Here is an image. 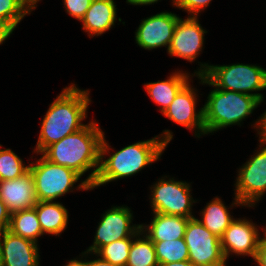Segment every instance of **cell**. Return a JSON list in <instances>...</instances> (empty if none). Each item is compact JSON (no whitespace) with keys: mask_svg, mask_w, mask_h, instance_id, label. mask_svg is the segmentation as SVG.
Masks as SVG:
<instances>
[{"mask_svg":"<svg viewBox=\"0 0 266 266\" xmlns=\"http://www.w3.org/2000/svg\"><path fill=\"white\" fill-rule=\"evenodd\" d=\"M104 135L98 123L91 119L84 128L51 144L41 154L50 162L67 167L81 177L91 170V174L81 179L75 189L92 190L100 166V147Z\"/></svg>","mask_w":266,"mask_h":266,"instance_id":"6da1fadb","label":"cell"},{"mask_svg":"<svg viewBox=\"0 0 266 266\" xmlns=\"http://www.w3.org/2000/svg\"><path fill=\"white\" fill-rule=\"evenodd\" d=\"M105 138H102L100 166L92 190L109 182L133 176L158 161L173 139V132L163 130L151 139L138 141L112 153V148ZM106 155L109 156L107 159Z\"/></svg>","mask_w":266,"mask_h":266,"instance_id":"7a4b0ae2","label":"cell"},{"mask_svg":"<svg viewBox=\"0 0 266 266\" xmlns=\"http://www.w3.org/2000/svg\"><path fill=\"white\" fill-rule=\"evenodd\" d=\"M91 101L89 89H80L74 83L63 88L42 119L33 153L39 155L51 144L84 128L87 124L82 121L88 117Z\"/></svg>","mask_w":266,"mask_h":266,"instance_id":"3957f363","label":"cell"},{"mask_svg":"<svg viewBox=\"0 0 266 266\" xmlns=\"http://www.w3.org/2000/svg\"><path fill=\"white\" fill-rule=\"evenodd\" d=\"M198 63L200 67L195 70L194 75L201 80L200 84L255 96L259 100V105L264 102L265 96L258 93L266 90V69L263 67L243 63L230 65Z\"/></svg>","mask_w":266,"mask_h":266,"instance_id":"277c9868","label":"cell"},{"mask_svg":"<svg viewBox=\"0 0 266 266\" xmlns=\"http://www.w3.org/2000/svg\"><path fill=\"white\" fill-rule=\"evenodd\" d=\"M203 106L206 134L232 125L243 124L258 107L259 100L252 95L213 88Z\"/></svg>","mask_w":266,"mask_h":266,"instance_id":"5b68a950","label":"cell"},{"mask_svg":"<svg viewBox=\"0 0 266 266\" xmlns=\"http://www.w3.org/2000/svg\"><path fill=\"white\" fill-rule=\"evenodd\" d=\"M35 162H28L32 172L37 201H55L58 198L73 192L74 185L81 176L75 171L54 164L42 154Z\"/></svg>","mask_w":266,"mask_h":266,"instance_id":"8992f818","label":"cell"},{"mask_svg":"<svg viewBox=\"0 0 266 266\" xmlns=\"http://www.w3.org/2000/svg\"><path fill=\"white\" fill-rule=\"evenodd\" d=\"M190 184L167 176L159 178L150 187L152 212L194 218L192 206L198 200L192 197Z\"/></svg>","mask_w":266,"mask_h":266,"instance_id":"52a82bcc","label":"cell"},{"mask_svg":"<svg viewBox=\"0 0 266 266\" xmlns=\"http://www.w3.org/2000/svg\"><path fill=\"white\" fill-rule=\"evenodd\" d=\"M258 150L238 170L235 197L248 208H253L266 193V142L259 141Z\"/></svg>","mask_w":266,"mask_h":266,"instance_id":"ba28073f","label":"cell"},{"mask_svg":"<svg viewBox=\"0 0 266 266\" xmlns=\"http://www.w3.org/2000/svg\"><path fill=\"white\" fill-rule=\"evenodd\" d=\"M184 240L189 250V261L194 266H228L222 252L221 239L196 217L188 220Z\"/></svg>","mask_w":266,"mask_h":266,"instance_id":"9c48e42d","label":"cell"},{"mask_svg":"<svg viewBox=\"0 0 266 266\" xmlns=\"http://www.w3.org/2000/svg\"><path fill=\"white\" fill-rule=\"evenodd\" d=\"M133 218V211L128 206H111L101 215L93 244L86 251L96 253L102 246L133 237L141 229V224L132 223Z\"/></svg>","mask_w":266,"mask_h":266,"instance_id":"30bf717a","label":"cell"},{"mask_svg":"<svg viewBox=\"0 0 266 266\" xmlns=\"http://www.w3.org/2000/svg\"><path fill=\"white\" fill-rule=\"evenodd\" d=\"M189 81L175 96L169 107L162 113L172 122L194 131V136L200 138L206 135L204 125V110L197 108L198 90ZM198 100V101H197Z\"/></svg>","mask_w":266,"mask_h":266,"instance_id":"8fae6325","label":"cell"},{"mask_svg":"<svg viewBox=\"0 0 266 266\" xmlns=\"http://www.w3.org/2000/svg\"><path fill=\"white\" fill-rule=\"evenodd\" d=\"M257 224L246 218L234 219L225 230L221 239V248L225 260L230 255L249 256L254 259L260 240V231Z\"/></svg>","mask_w":266,"mask_h":266,"instance_id":"7c38bea8","label":"cell"},{"mask_svg":"<svg viewBox=\"0 0 266 266\" xmlns=\"http://www.w3.org/2000/svg\"><path fill=\"white\" fill-rule=\"evenodd\" d=\"M206 33L207 31L201 26L198 17L188 16L185 19L180 17L167 53L190 63L195 62L204 48Z\"/></svg>","mask_w":266,"mask_h":266,"instance_id":"4fadbf2b","label":"cell"},{"mask_svg":"<svg viewBox=\"0 0 266 266\" xmlns=\"http://www.w3.org/2000/svg\"><path fill=\"white\" fill-rule=\"evenodd\" d=\"M179 16L163 11L142 19L135 32L137 45L145 50L170 47L176 23Z\"/></svg>","mask_w":266,"mask_h":266,"instance_id":"5bb4252c","label":"cell"},{"mask_svg":"<svg viewBox=\"0 0 266 266\" xmlns=\"http://www.w3.org/2000/svg\"><path fill=\"white\" fill-rule=\"evenodd\" d=\"M39 245L5 230L0 234L3 266H39Z\"/></svg>","mask_w":266,"mask_h":266,"instance_id":"9a60e30c","label":"cell"},{"mask_svg":"<svg viewBox=\"0 0 266 266\" xmlns=\"http://www.w3.org/2000/svg\"><path fill=\"white\" fill-rule=\"evenodd\" d=\"M0 199L10 214L33 208L38 201L32 172L28 170L13 180L0 181Z\"/></svg>","mask_w":266,"mask_h":266,"instance_id":"2e32d148","label":"cell"},{"mask_svg":"<svg viewBox=\"0 0 266 266\" xmlns=\"http://www.w3.org/2000/svg\"><path fill=\"white\" fill-rule=\"evenodd\" d=\"M153 213L149 224H141V231L152 241H173L184 238L190 218L168 214Z\"/></svg>","mask_w":266,"mask_h":266,"instance_id":"e0dca14e","label":"cell"},{"mask_svg":"<svg viewBox=\"0 0 266 266\" xmlns=\"http://www.w3.org/2000/svg\"><path fill=\"white\" fill-rule=\"evenodd\" d=\"M117 5L114 0H93L81 19L82 29L89 38L101 36L112 29L117 21Z\"/></svg>","mask_w":266,"mask_h":266,"instance_id":"ac0fdd59","label":"cell"},{"mask_svg":"<svg viewBox=\"0 0 266 266\" xmlns=\"http://www.w3.org/2000/svg\"><path fill=\"white\" fill-rule=\"evenodd\" d=\"M195 75L186 71H176L167 76L165 80H158L157 82H149L144 84V89L150 99L159 105L161 114L169 107L174 100L177 93L189 82Z\"/></svg>","mask_w":266,"mask_h":266,"instance_id":"d6986e66","label":"cell"},{"mask_svg":"<svg viewBox=\"0 0 266 266\" xmlns=\"http://www.w3.org/2000/svg\"><path fill=\"white\" fill-rule=\"evenodd\" d=\"M233 200L231 206L228 207L224 204L221 198L216 196L206 203L205 208H203L200 211L201 214H199L201 219H198L197 217V220L200 221L212 234L221 238L224 235L225 230L235 219L234 216L230 214L229 209L234 206L245 207L235 196Z\"/></svg>","mask_w":266,"mask_h":266,"instance_id":"ffe728a7","label":"cell"},{"mask_svg":"<svg viewBox=\"0 0 266 266\" xmlns=\"http://www.w3.org/2000/svg\"><path fill=\"white\" fill-rule=\"evenodd\" d=\"M43 234L60 236L68 228V210L59 201H38L34 206Z\"/></svg>","mask_w":266,"mask_h":266,"instance_id":"44dd1931","label":"cell"},{"mask_svg":"<svg viewBox=\"0 0 266 266\" xmlns=\"http://www.w3.org/2000/svg\"><path fill=\"white\" fill-rule=\"evenodd\" d=\"M8 230L37 244L38 238L44 235L34 207L11 214Z\"/></svg>","mask_w":266,"mask_h":266,"instance_id":"7402d4cb","label":"cell"},{"mask_svg":"<svg viewBox=\"0 0 266 266\" xmlns=\"http://www.w3.org/2000/svg\"><path fill=\"white\" fill-rule=\"evenodd\" d=\"M126 266H159L154 244L141 229L133 236Z\"/></svg>","mask_w":266,"mask_h":266,"instance_id":"603a6c76","label":"cell"},{"mask_svg":"<svg viewBox=\"0 0 266 266\" xmlns=\"http://www.w3.org/2000/svg\"><path fill=\"white\" fill-rule=\"evenodd\" d=\"M159 264L189 260V250L184 238L173 241L153 242Z\"/></svg>","mask_w":266,"mask_h":266,"instance_id":"cb8c5ba5","label":"cell"},{"mask_svg":"<svg viewBox=\"0 0 266 266\" xmlns=\"http://www.w3.org/2000/svg\"><path fill=\"white\" fill-rule=\"evenodd\" d=\"M24 164L25 162L12 149H2L0 144V181L22 176L29 170V164Z\"/></svg>","mask_w":266,"mask_h":266,"instance_id":"d4e9b609","label":"cell"},{"mask_svg":"<svg viewBox=\"0 0 266 266\" xmlns=\"http://www.w3.org/2000/svg\"><path fill=\"white\" fill-rule=\"evenodd\" d=\"M133 237L123 238L102 246L95 254L115 266H126Z\"/></svg>","mask_w":266,"mask_h":266,"instance_id":"484cf974","label":"cell"},{"mask_svg":"<svg viewBox=\"0 0 266 266\" xmlns=\"http://www.w3.org/2000/svg\"><path fill=\"white\" fill-rule=\"evenodd\" d=\"M30 14L31 11L22 0H0V19L9 22L14 28Z\"/></svg>","mask_w":266,"mask_h":266,"instance_id":"4316f807","label":"cell"},{"mask_svg":"<svg viewBox=\"0 0 266 266\" xmlns=\"http://www.w3.org/2000/svg\"><path fill=\"white\" fill-rule=\"evenodd\" d=\"M212 0H174L173 6L188 13V16L198 17ZM199 14V15H198Z\"/></svg>","mask_w":266,"mask_h":266,"instance_id":"83f0119b","label":"cell"},{"mask_svg":"<svg viewBox=\"0 0 266 266\" xmlns=\"http://www.w3.org/2000/svg\"><path fill=\"white\" fill-rule=\"evenodd\" d=\"M93 0H63L65 12L81 21Z\"/></svg>","mask_w":266,"mask_h":266,"instance_id":"f1b7e54d","label":"cell"},{"mask_svg":"<svg viewBox=\"0 0 266 266\" xmlns=\"http://www.w3.org/2000/svg\"><path fill=\"white\" fill-rule=\"evenodd\" d=\"M254 125V126H253ZM259 135L258 141L266 142V111L251 125Z\"/></svg>","mask_w":266,"mask_h":266,"instance_id":"f546056e","label":"cell"},{"mask_svg":"<svg viewBox=\"0 0 266 266\" xmlns=\"http://www.w3.org/2000/svg\"><path fill=\"white\" fill-rule=\"evenodd\" d=\"M10 218L6 204L0 199V234L9 229Z\"/></svg>","mask_w":266,"mask_h":266,"instance_id":"4dcf8cb0","label":"cell"},{"mask_svg":"<svg viewBox=\"0 0 266 266\" xmlns=\"http://www.w3.org/2000/svg\"><path fill=\"white\" fill-rule=\"evenodd\" d=\"M15 28L7 21L0 19V45L11 36Z\"/></svg>","mask_w":266,"mask_h":266,"instance_id":"1f68e13d","label":"cell"},{"mask_svg":"<svg viewBox=\"0 0 266 266\" xmlns=\"http://www.w3.org/2000/svg\"><path fill=\"white\" fill-rule=\"evenodd\" d=\"M254 261L258 266H266V242H260Z\"/></svg>","mask_w":266,"mask_h":266,"instance_id":"d6a6232c","label":"cell"},{"mask_svg":"<svg viewBox=\"0 0 266 266\" xmlns=\"http://www.w3.org/2000/svg\"><path fill=\"white\" fill-rule=\"evenodd\" d=\"M91 255V257H93L94 255V259L92 258L90 261L87 258H91L88 255ZM93 255V256H92ZM86 266H115L112 265L110 262L101 259L98 255H96L95 253H89L86 251Z\"/></svg>","mask_w":266,"mask_h":266,"instance_id":"836d02e7","label":"cell"},{"mask_svg":"<svg viewBox=\"0 0 266 266\" xmlns=\"http://www.w3.org/2000/svg\"><path fill=\"white\" fill-rule=\"evenodd\" d=\"M81 254L82 255H79L81 256V259L73 258L71 260H68V263H66V265L63 266H86V251L82 252ZM83 257H85L84 260Z\"/></svg>","mask_w":266,"mask_h":266,"instance_id":"e575fe53","label":"cell"},{"mask_svg":"<svg viewBox=\"0 0 266 266\" xmlns=\"http://www.w3.org/2000/svg\"><path fill=\"white\" fill-rule=\"evenodd\" d=\"M158 1L161 0H126L127 4L129 3V5H138V6H143V5H152L157 3ZM174 4V0H172V6Z\"/></svg>","mask_w":266,"mask_h":266,"instance_id":"d590c367","label":"cell"},{"mask_svg":"<svg viewBox=\"0 0 266 266\" xmlns=\"http://www.w3.org/2000/svg\"><path fill=\"white\" fill-rule=\"evenodd\" d=\"M159 266H194V265L189 260H185L181 262L159 264Z\"/></svg>","mask_w":266,"mask_h":266,"instance_id":"8d00e7d4","label":"cell"},{"mask_svg":"<svg viewBox=\"0 0 266 266\" xmlns=\"http://www.w3.org/2000/svg\"><path fill=\"white\" fill-rule=\"evenodd\" d=\"M41 0H22V2L29 8V10L32 12L36 9L37 3Z\"/></svg>","mask_w":266,"mask_h":266,"instance_id":"74e56055","label":"cell"},{"mask_svg":"<svg viewBox=\"0 0 266 266\" xmlns=\"http://www.w3.org/2000/svg\"><path fill=\"white\" fill-rule=\"evenodd\" d=\"M261 228H262V234H260V240H261V242H266V225H265V227L263 228L262 226H261ZM265 229V230H264ZM263 235V236H262Z\"/></svg>","mask_w":266,"mask_h":266,"instance_id":"f35d334b","label":"cell"},{"mask_svg":"<svg viewBox=\"0 0 266 266\" xmlns=\"http://www.w3.org/2000/svg\"><path fill=\"white\" fill-rule=\"evenodd\" d=\"M0 266H3V259H2V256H1V251H0Z\"/></svg>","mask_w":266,"mask_h":266,"instance_id":"ab89813d","label":"cell"}]
</instances>
